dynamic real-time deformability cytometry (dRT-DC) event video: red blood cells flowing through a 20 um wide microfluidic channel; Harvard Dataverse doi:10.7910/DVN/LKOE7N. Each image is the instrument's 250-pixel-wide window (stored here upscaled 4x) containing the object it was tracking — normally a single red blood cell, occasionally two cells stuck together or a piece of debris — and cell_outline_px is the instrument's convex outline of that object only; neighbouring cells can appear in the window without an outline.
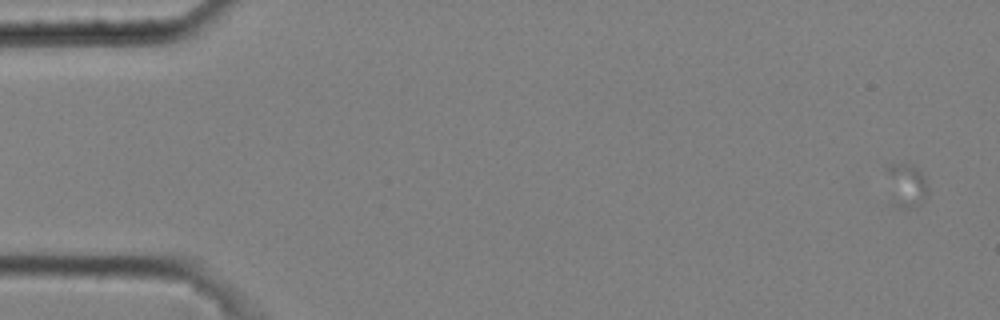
{"species": "common noctule bat (a hibernating species)", "species_latin": "Nyctalus noctula", "temperature_condition": "cold", "stored_images_in_passage": 5, "camera_frame_rate_fps": 3000, "um_per_image_px": 0.085, "animal": {"sex": "male", "body_mass_g": 20.4}, "frame": {"image": 1, "passage_image": 1, "time_ms": 0.0, "image_size_px": [1000, 320], "cell_outline_px": [[928, 196], [916, 208], [900, 208], [896, 204], [884, 168], [888, 164], [908, 164], [916, 168], [924, 176], [928, 188]], "centroid_in_image_um": [77.07, 15.74], "position_along_channel_um": 7.9, "area_um2": 10.35}}
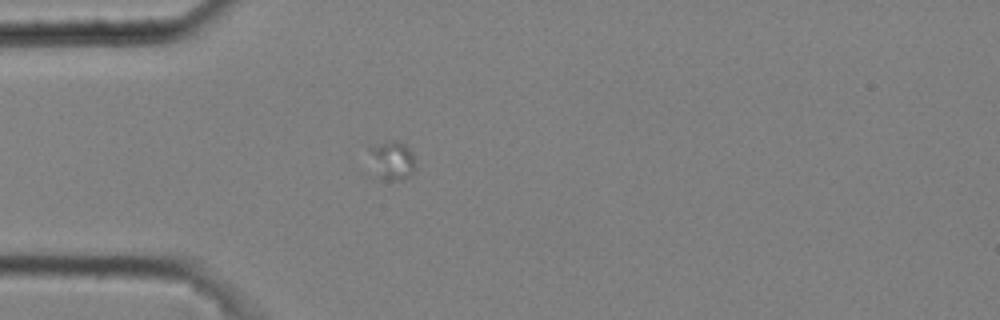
{"frame": {"image": 2, "passage_image": 5, "time_ms": 1.333, "image_size_px": [1000, 320], "cell_outline_px": [[416, 168], [404, 180], [384, 180], [376, 176], [368, 148], [392, 140], [404, 144], [408, 148], [412, 156]], "centroid_in_image_um": [33.32, 13.67], "position_along_channel_um": 51.7, "area_um2": 10.17}}